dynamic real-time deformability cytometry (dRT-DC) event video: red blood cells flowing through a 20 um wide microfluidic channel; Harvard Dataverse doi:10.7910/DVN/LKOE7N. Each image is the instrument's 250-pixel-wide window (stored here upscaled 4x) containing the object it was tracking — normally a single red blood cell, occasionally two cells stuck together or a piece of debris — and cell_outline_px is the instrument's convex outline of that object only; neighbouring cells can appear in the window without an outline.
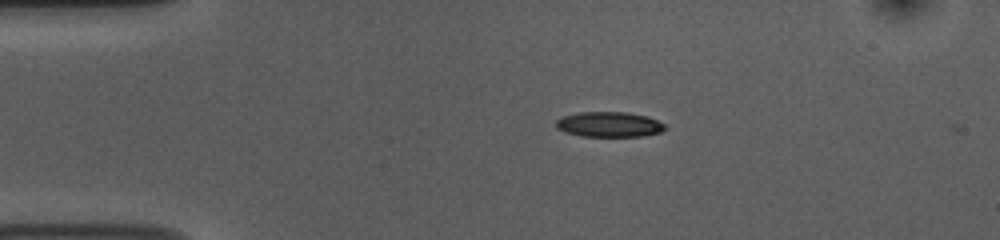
{"species": "common noctule bat (a hibernating species)", "species_latin": "Nyctalus noctula", "temperature_condition": "room temperature", "stored_images_in_passage": 6, "camera_frame_rate_fps": 3000, "um_per_image_px": 0.085, "animal": {"sex": "female", "body_mass_g": 10.0, "forearm_length_mm": 53.1}, "frame": {"image": 1, "passage_image": 1, "time_ms": 0.0, "image_size_px": [1000, 240], "cell_outline_px": [[668, 128], [660, 132], [644, 136], [580, 136], [564, 132], [556, 128], [556, 120], [560, 116], [580, 112], [628, 112], [648, 116], [664, 124]], "centroid_in_image_um": [51.76, 10.57], "position_along_channel_um": 33.2, "area_um2": 16.18}}